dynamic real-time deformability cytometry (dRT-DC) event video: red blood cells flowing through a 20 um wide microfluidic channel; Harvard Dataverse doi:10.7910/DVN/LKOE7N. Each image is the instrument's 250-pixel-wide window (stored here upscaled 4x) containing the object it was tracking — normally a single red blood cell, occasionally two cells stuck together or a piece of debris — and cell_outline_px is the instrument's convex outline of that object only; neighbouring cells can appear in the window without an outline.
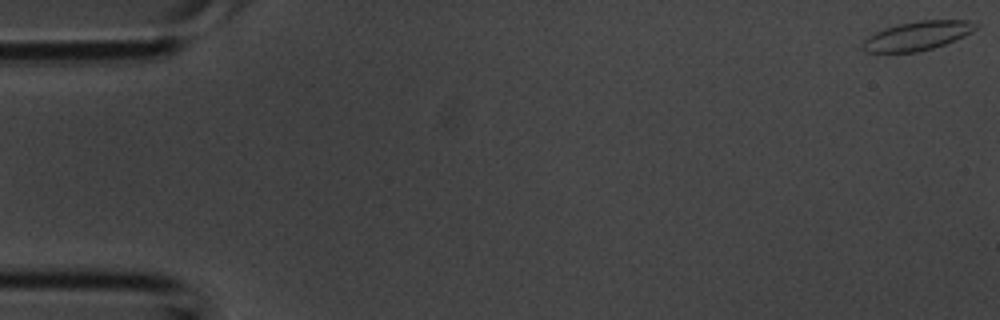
{"species": "common noctule bat (a hibernating species)", "species_latin": "Nyctalus noctula", "temperature_condition": "room temperature", "stored_images_in_passage": 3, "camera_frame_rate_fps": 3000, "um_per_image_px": 0.085, "animal": {"sex": "male", "body_mass_g": 20.1, "forearm_length_mm": 53.5}, "frame": {"image": 1, "passage_image": 1, "time_ms": 0.0, "image_size_px": [1000, 320], "cell_outline_px": [[980, 24], [972, 32], [964, 36], [944, 44], [932, 48], [916, 52], [864, 52], [860, 48], [860, 44], [864, 40], [876, 32], [900, 24], [920, 20], [968, 20]], "centroid_in_image_um": [77.98, 3.04], "position_along_channel_um": 7.0, "area_um2": 18.9}}